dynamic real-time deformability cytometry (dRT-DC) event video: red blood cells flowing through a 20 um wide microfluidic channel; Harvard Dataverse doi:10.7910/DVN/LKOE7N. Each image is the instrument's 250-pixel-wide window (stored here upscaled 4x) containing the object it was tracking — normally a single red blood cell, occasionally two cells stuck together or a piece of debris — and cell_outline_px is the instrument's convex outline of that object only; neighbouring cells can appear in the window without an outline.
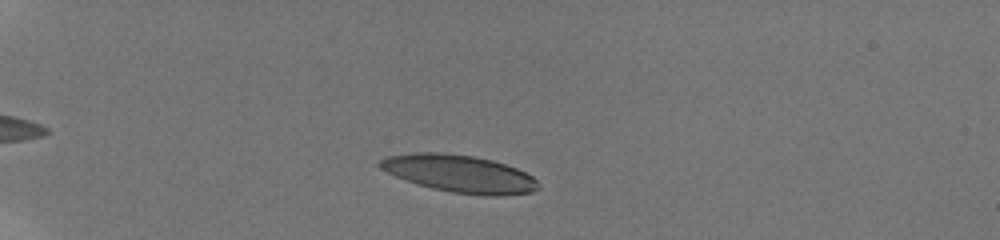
{"species": "human", "species_latin": "Homo sapiens", "temperature_condition": "room temperature", "stored_images_in_passage": 22, "camera_frame_rate_fps": 3000, "um_per_image_px": 0.085, "donor": {"sex": "male"}, "frame": {"image": 1, "passage_image": 6, "time_ms": 2.0, "image_size_px": [1000, 240], "cell_outline_px": [[540, 188], [532, 192], [496, 196], [488, 196], [452, 192], [432, 188], [416, 184], [396, 176], [380, 168], [376, 164], [380, 160], [388, 156], [412, 152], [440, 152], [472, 156], [492, 160], [516, 168], [532, 176], [536, 180]], "centroid_in_image_um": [39.04, 14.76], "position_along_channel_um": 46.0, "area_um2": 34.39}}
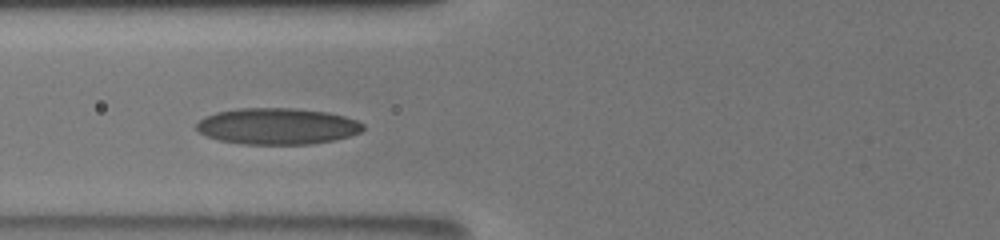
{"frame": {"image": 2, "passage_image": 14, "time_ms": 5.0, "image_size_px": [1000, 240], "cell_outline_px": [[364, 128], [360, 132], [336, 140], [312, 144], [240, 144], [220, 140], [204, 136], [196, 128], [196, 124], [204, 116], [216, 112], [240, 108], [296, 108], [328, 112], [344, 116], [356, 120], [364, 124]], "centroid_in_image_um": [23.56, 10.73], "position_along_channel_um": 102.2, "area_um2": 35.49}}
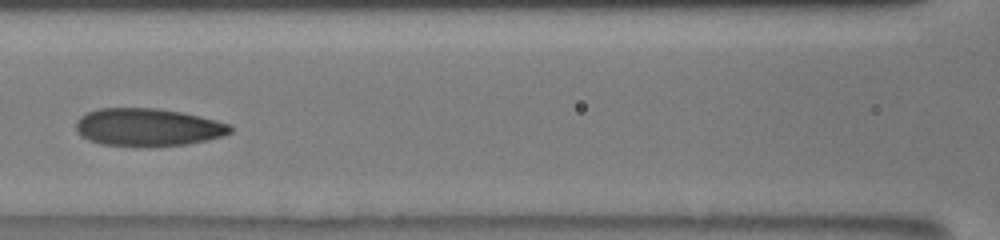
{"frame": {"image": 3, "passage_image": 17, "time_ms": 6.333, "image_size_px": [1000, 240], "cell_outline_px": [[232, 132], [224, 136], [188, 144], [100, 144], [88, 140], [80, 136], [76, 128], [76, 120], [80, 116], [88, 112], [100, 108], [156, 108], [180, 112], [200, 116], [232, 124]], "centroid_in_image_um": [12.58, 10.78], "position_along_channel_um": 154.0, "area_um2": 33.29}}